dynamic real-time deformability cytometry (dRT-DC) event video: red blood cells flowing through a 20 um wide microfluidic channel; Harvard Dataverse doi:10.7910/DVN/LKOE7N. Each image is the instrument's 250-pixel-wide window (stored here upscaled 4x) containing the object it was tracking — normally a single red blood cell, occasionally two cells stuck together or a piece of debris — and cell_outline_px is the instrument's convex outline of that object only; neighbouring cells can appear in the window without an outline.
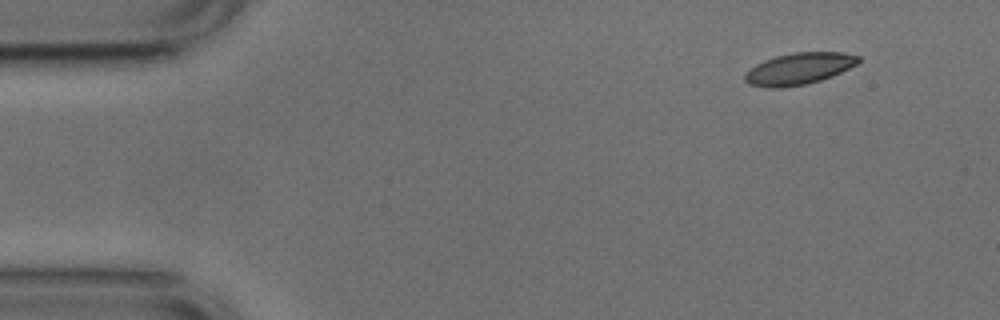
{"species": "common noctule bat (a hibernating species)", "species_latin": "Nyctalus noctula", "temperature_condition": "cold", "stored_images_in_passage": 49, "camera_frame_rate_fps": 3000, "um_per_image_px": 0.085, "animal": {"sex": "male", "body_mass_g": 17.9, "forearm_length_mm": 54.2}, "frame": {"image": 1, "passage_image": 1, "time_ms": 0.0, "image_size_px": [1000, 320], "cell_outline_px": [[860, 60], [856, 64], [832, 76], [808, 84], [780, 88], [768, 88], [748, 84], [744, 80], [744, 72], [756, 64], [764, 60], [776, 56], [792, 52], [844, 52], [860, 56]], "centroid_in_image_um": [67.87, 5.84], "position_along_channel_um": 17.1, "area_um2": 21.1}}
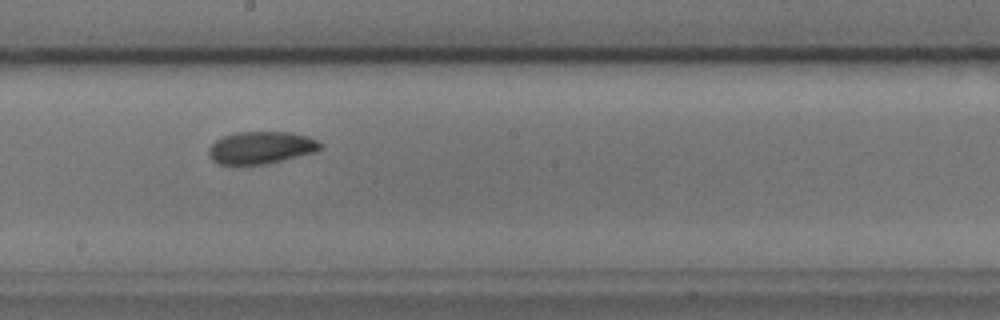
{"frame": {"image": 2, "passage_image": 25, "time_ms": 8.0, "image_size_px": [1000, 320], "cell_outline_px": [[324, 148], [316, 152], [268, 164], [228, 168], [216, 164], [208, 156], [208, 148], [216, 140], [224, 136], [236, 132], [288, 132], [308, 136], [324, 144]], "centroid_in_image_um": [22.14, 12.61], "position_along_channel_um": 226.1, "area_um2": 22.02}}
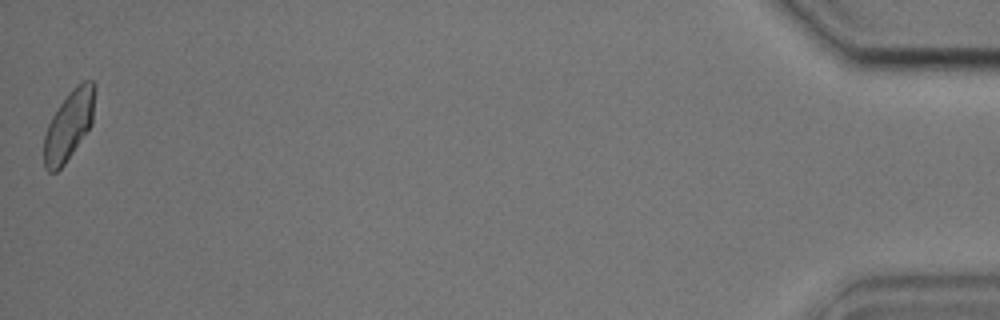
{"frame": {"image": 3, "passage_image": 49, "time_ms": 16.0, "image_size_px": [1000, 320], "cell_outline_px": [[96, 88], [92, 124], [64, 164], [56, 172], [48, 172], [44, 168], [44, 136], [48, 124], [52, 116], [60, 104], [72, 88], [76, 84], [84, 80], [92, 80]], "centroid_in_image_um": [5.86, 10.62], "position_along_channel_um": 429.3, "area_um2": 20.58}, "authors_computed_cell_mechanics": {"area_um2": 21.0392, "velocity_mm_per_s": 3.7308, "shape_relaxation_time_tau1_ms": 4.938, "shape_relaxation_time_tau2_ms": 3.9116, "deformation_change_tau1": 0.1391, "deformation_change_tau2": 0.049}}